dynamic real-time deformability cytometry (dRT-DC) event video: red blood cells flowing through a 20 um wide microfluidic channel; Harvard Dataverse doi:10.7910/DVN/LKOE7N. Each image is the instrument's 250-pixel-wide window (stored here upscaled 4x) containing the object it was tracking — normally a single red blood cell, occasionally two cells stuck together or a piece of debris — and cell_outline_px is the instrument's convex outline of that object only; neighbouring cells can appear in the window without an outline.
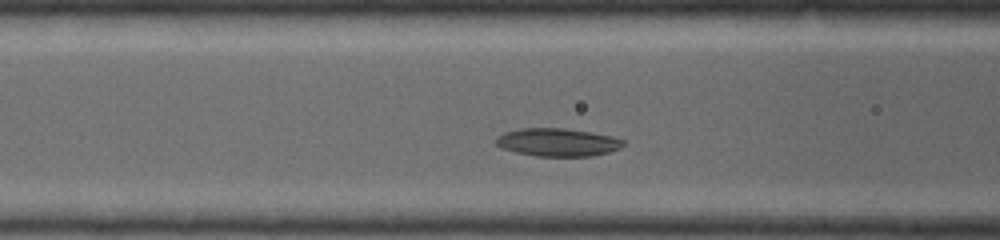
{"species": "common noctule bat (a hibernating species)", "species_latin": "Nyctalus noctula", "temperature_condition": "warm", "stored_images_in_passage": 11, "camera_frame_rate_fps": 5000, "um_per_image_px": 0.085, "animal": {"sex": "female", "body_mass_g": 19.0, "forearm_length_mm": 53.3}, "frame": {"image": 1, "passage_image": 8, "time_ms": 1.6, "image_size_px": [1000, 240], "cell_outline_px": [[624, 144], [620, 148], [608, 152], [592, 156], [536, 156], [516, 152], [504, 148], [496, 144], [496, 136], [504, 132], [524, 128], [564, 128], [588, 132], [608, 136], [624, 140]], "centroid_in_image_um": [47.37, 12.09], "position_along_channel_um": 119.2, "area_um2": 20.46}}
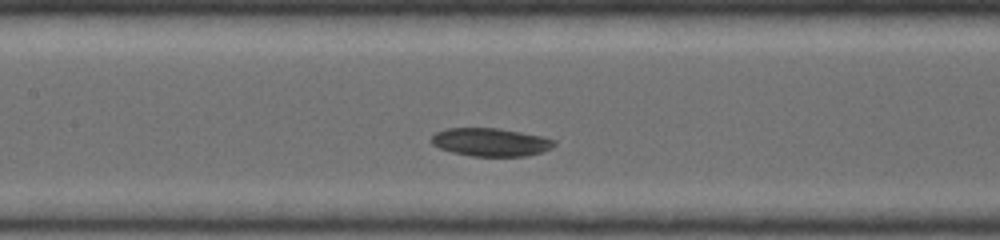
{"frame": {"image": 2, "passage_image": 10, "time_ms": 2.2, "image_size_px": [1000, 240], "cell_outline_px": [[556, 144], [552, 148], [528, 156], [472, 156], [452, 152], [440, 148], [432, 144], [432, 136], [436, 132], [448, 128], [496, 128], [544, 136], [556, 140]], "centroid_in_image_um": [41.74, 12.08], "position_along_channel_um": 165.7, "area_um2": 20.11}}